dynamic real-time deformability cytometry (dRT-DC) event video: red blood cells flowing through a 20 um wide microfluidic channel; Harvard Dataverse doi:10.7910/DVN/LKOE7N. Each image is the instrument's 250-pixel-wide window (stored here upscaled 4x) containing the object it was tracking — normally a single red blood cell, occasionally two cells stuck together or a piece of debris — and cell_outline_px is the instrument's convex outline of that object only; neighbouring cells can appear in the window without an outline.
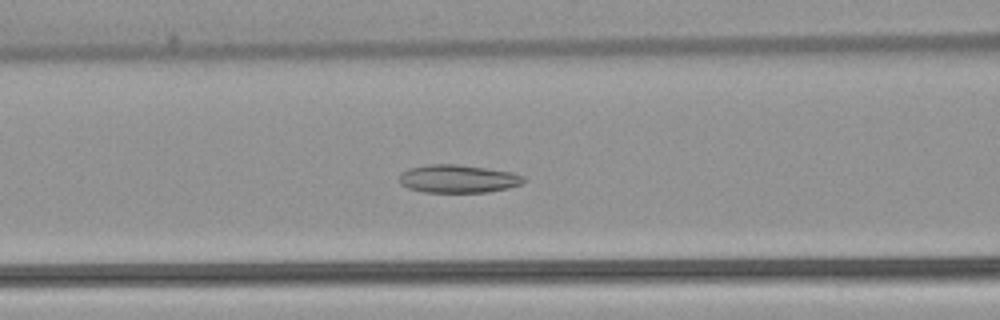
{"species": "common noctule bat (a hibernating species)", "species_latin": "Nyctalus noctula", "temperature_condition": "warm", "stored_images_in_passage": 30, "camera_frame_rate_fps": 3000, "um_per_image_px": 0.085, "animal": {"sex": "female", "body_mass_g": 22.7, "forearm_length_mm": 54.2}, "frame": {"image": 1, "passage_image": 21, "time_ms": 6.667, "image_size_px": [1000, 320], "cell_outline_px": [[524, 180], [520, 184], [508, 188], [488, 192], [424, 192], [408, 188], [400, 184], [400, 176], [408, 168], [428, 164], [456, 164], [512, 172], [524, 176]], "centroid_in_image_um": [38.92, 15.2], "position_along_channel_um": 127.7, "area_um2": 20.17}}
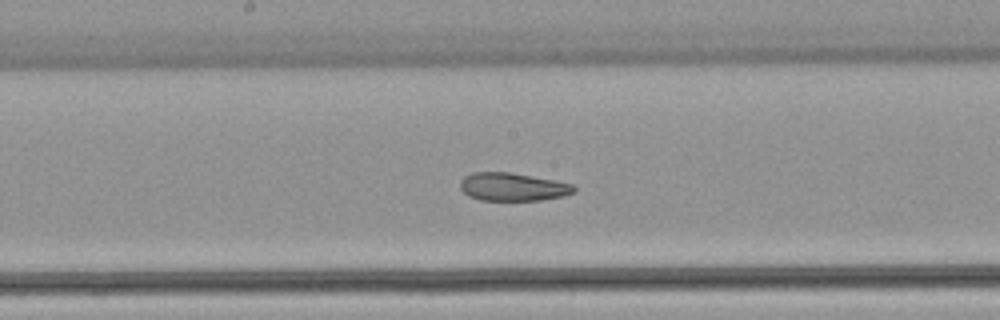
{"frame": {"image": 2, "passage_image": 27, "time_ms": 8.667, "image_size_px": [1000, 320], "cell_outline_px": [[576, 192], [564, 196], [540, 200], [480, 200], [468, 196], [460, 188], [460, 180], [464, 176], [472, 172], [508, 172], [556, 180], [572, 184], [576, 188]], "centroid_in_image_um": [43.58, 15.88], "position_along_channel_um": 204.6, "area_um2": 18.73}}
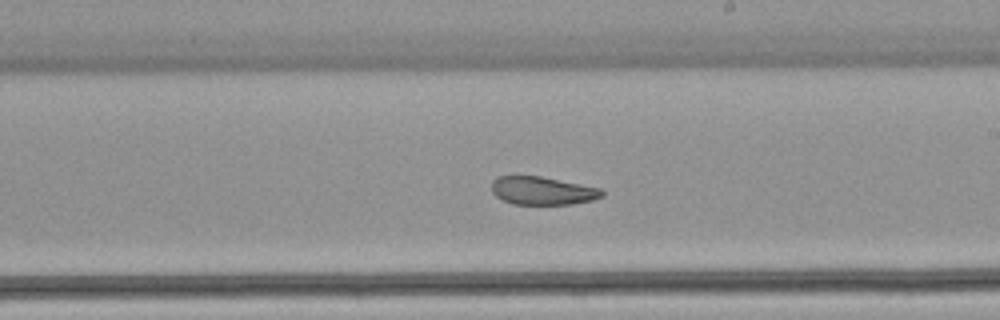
{"frame": {"image": 3, "passage_image": 30, "time_ms": 9.667, "image_size_px": [1000, 320], "cell_outline_px": [[604, 196], [592, 200], [572, 204], [512, 204], [496, 196], [492, 192], [492, 180], [496, 176], [540, 176], [600, 188], [604, 192]], "centroid_in_image_um": [46.1, 16.21], "position_along_channel_um": 242.9, "area_um2": 18.03}}